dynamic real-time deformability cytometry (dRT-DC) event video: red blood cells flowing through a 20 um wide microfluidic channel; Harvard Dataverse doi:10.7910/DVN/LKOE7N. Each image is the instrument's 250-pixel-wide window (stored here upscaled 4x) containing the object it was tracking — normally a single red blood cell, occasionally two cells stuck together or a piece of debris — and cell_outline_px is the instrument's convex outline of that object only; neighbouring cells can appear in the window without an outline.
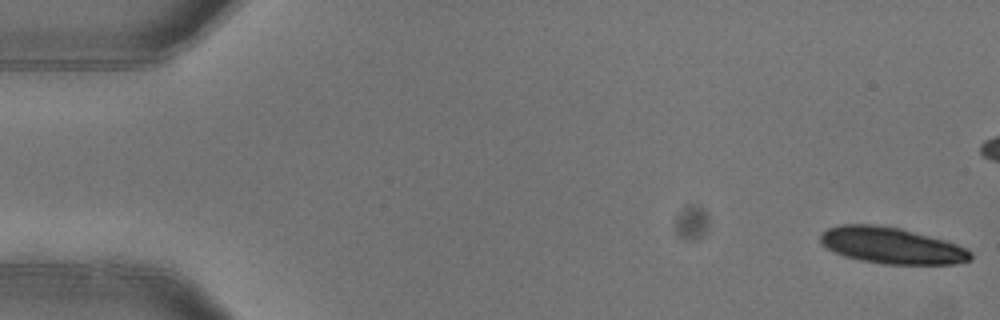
{"species": "common noctule bat (a hibernating species)", "species_latin": "Nyctalus noctula", "temperature_condition": "warm", "stored_images_in_passage": 5, "camera_frame_rate_fps": 3000, "um_per_image_px": 0.085, "animal": {"sex": "female"}, "frame": {"image": 1, "passage_image": 1, "time_ms": 0.0, "image_size_px": [1000, 320], "cell_outline_px": [[972, 260], [952, 264], [884, 264], [860, 260], [844, 256], [820, 244], [820, 232], [828, 228], [840, 224], [876, 224], [900, 228], [944, 240], [968, 248], [972, 252]], "centroid_in_image_um": [75.77, 20.86], "position_along_channel_um": 9.2, "area_um2": 31.91}}